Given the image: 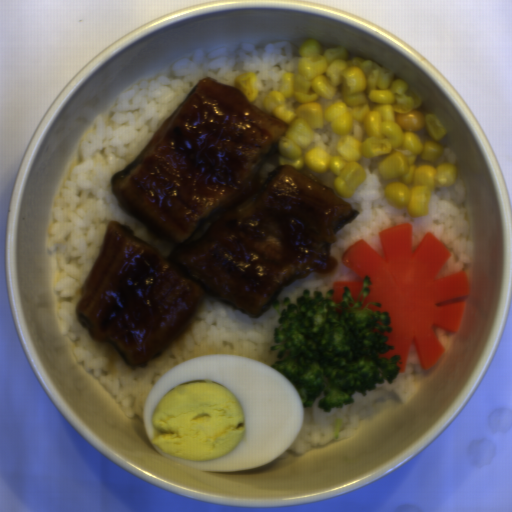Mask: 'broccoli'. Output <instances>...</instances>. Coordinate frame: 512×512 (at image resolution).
I'll list each match as a JSON object with an SVG mask.
<instances>
[{"mask_svg":"<svg viewBox=\"0 0 512 512\" xmlns=\"http://www.w3.org/2000/svg\"><path fill=\"white\" fill-rule=\"evenodd\" d=\"M372 284L365 277L356 299L348 287L340 302L334 291L325 293L309 288L294 302L289 298L272 302L279 317L270 351L275 363L270 367L283 374L297 389L304 408L317 402L318 410L352 404L353 395L366 396L376 384H392L401 371L399 356L379 357L395 347L385 333L392 332L388 312L369 309L381 302L365 298Z\"/></svg>","mask_w":512,"mask_h":512,"instance_id":"obj_1","label":"broccoli"}]
</instances>
